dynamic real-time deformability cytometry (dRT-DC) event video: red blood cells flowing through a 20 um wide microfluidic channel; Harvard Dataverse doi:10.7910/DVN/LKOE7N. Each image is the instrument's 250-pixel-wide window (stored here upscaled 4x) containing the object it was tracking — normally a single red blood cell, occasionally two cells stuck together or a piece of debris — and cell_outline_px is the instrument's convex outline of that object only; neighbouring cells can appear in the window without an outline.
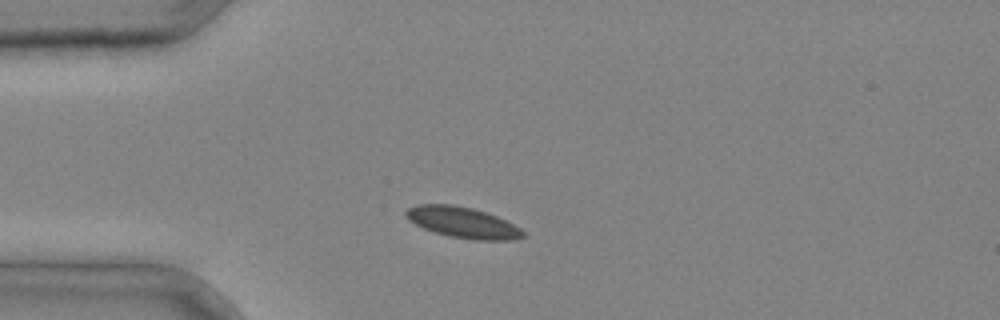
{"species": "common noctule bat (a hibernating species)", "species_latin": "Nyctalus noctula", "temperature_condition": "cold", "stored_images_in_passage": 1, "camera_frame_rate_fps": 3000, "um_per_image_px": 0.085, "animal": {"sex": "male", "body_mass_g": 20.4}, "frame": {"image": 1, "passage_image": 1, "time_ms": 0.0, "image_size_px": [1000, 320], "cell_outline_px": [[524, 236], [516, 240], [476, 240], [448, 236], [424, 228], [408, 220], [404, 216], [404, 212], [408, 208], [416, 204], [452, 204], [472, 208], [496, 216], [520, 228], [524, 232]], "centroid_in_image_um": [39.3, 18.91], "position_along_channel_um": 45.7, "area_um2": 20.98}}